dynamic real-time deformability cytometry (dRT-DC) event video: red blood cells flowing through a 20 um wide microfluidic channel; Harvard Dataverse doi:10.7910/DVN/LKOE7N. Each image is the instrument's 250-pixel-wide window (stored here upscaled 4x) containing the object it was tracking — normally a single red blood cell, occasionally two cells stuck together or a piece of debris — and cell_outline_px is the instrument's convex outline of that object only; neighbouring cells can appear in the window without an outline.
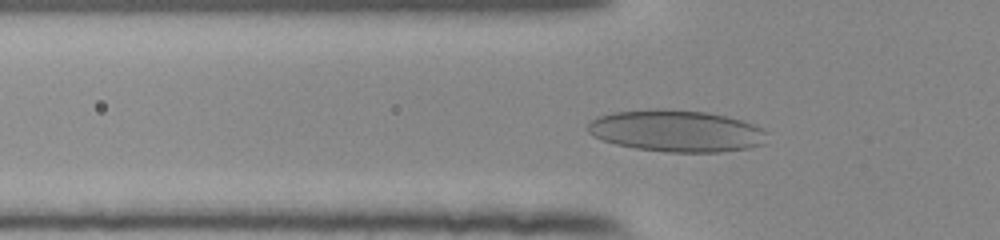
{"species": "human", "species_latin": "Homo sapiens", "temperature_condition": "room temperature", "stored_images_in_passage": 49, "camera_frame_rate_fps": 3000, "um_per_image_px": 0.085, "donor": {"sex": "female"}, "frame": {"image": 1, "passage_image": 14, "time_ms": 4.333, "image_size_px": [1000, 240], "cell_outline_px": [[768, 132], [764, 144], [748, 148], [720, 152], [668, 152], [636, 148], [616, 144], [604, 140], [588, 132], [588, 124], [592, 120], [600, 116], [612, 112], [656, 108], [664, 108], [708, 112], [728, 116], [752, 124]], "centroid_in_image_um": [57.52, 11.12], "position_along_channel_um": 68.3, "area_um2": 43.64}}
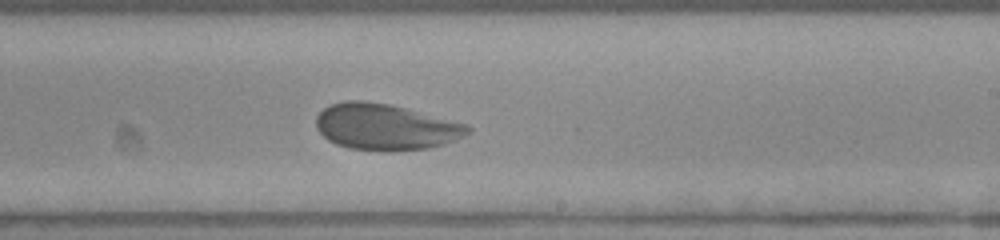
{"frame": {"image": 2, "passage_image": 29, "time_ms": 9.333, "image_size_px": [1000, 240], "cell_outline_px": [[472, 132], [464, 136], [444, 144], [428, 148], [392, 152], [388, 152], [352, 148], [336, 144], [328, 140], [316, 128], [316, 116], [324, 108], [332, 104], [344, 100], [364, 100], [388, 104], [468, 124], [472, 128]], "centroid_in_image_um": [32.77, 10.8], "position_along_channel_um": 256.2, "area_um2": 40.86}}
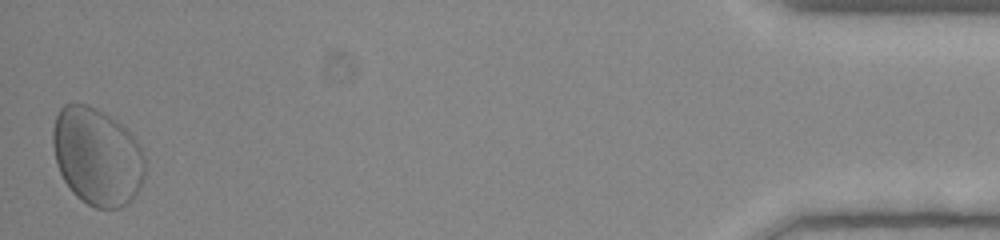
{"frame": {"image": 3, "passage_image": 49, "time_ms": 16.0, "image_size_px": [1000, 240], "cell_outline_px": [[144, 176], [140, 188], [132, 200], [128, 204], [120, 208], [96, 208], [80, 200], [72, 192], [64, 180], [60, 172], [56, 160], [52, 144], [52, 132], [56, 116], [60, 108], [64, 104], [88, 104], [96, 108], [116, 120], [132, 132], [140, 144], [144, 152]], "centroid_in_image_um": [8.27, 13.3], "position_along_channel_um": 426.9, "area_um2": 52.89}, "authors_computed_cell_mechanics": {"area_um2": 41.327, "velocity_mm_per_s": 3.7982, "shape_relaxation_time_tau1_ms": 3.5551, "shape_relaxation_time_tau2_ms": null, "deformation_change_tau1": 0.1129, "deformation_change_tau2": null}}